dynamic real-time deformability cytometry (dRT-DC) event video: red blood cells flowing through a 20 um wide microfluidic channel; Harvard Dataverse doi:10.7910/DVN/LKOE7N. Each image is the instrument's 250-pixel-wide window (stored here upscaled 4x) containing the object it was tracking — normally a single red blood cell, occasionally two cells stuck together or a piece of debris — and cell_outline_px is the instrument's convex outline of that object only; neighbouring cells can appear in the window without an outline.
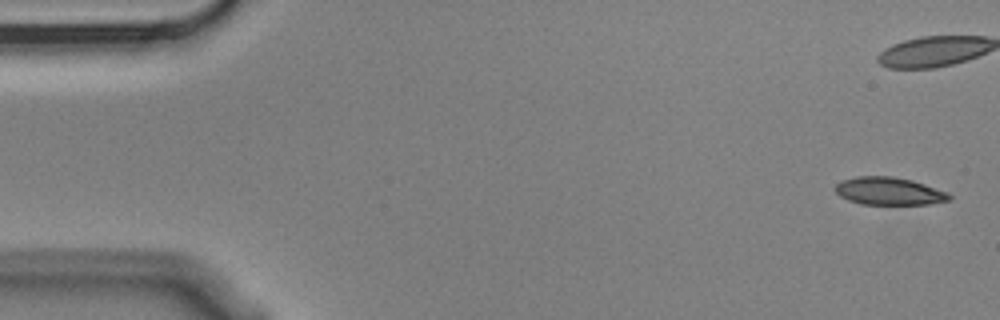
{"species": "Egyptian fruit bat (a non-hibernating species)", "species_latin": "Rousettus aegyptiacus", "temperature_condition": "cold", "stored_images_in_passage": 15, "camera_frame_rate_fps": 3000, "um_per_image_px": 0.085, "animal": {"sex": "male"}, "frame": {"image": 1, "passage_image": 1, "time_ms": 0.0, "image_size_px": [1000, 320], "cell_outline_px": [[952, 196], [948, 200], [928, 204], [860, 204], [848, 200], [840, 196], [832, 188], [840, 180], [856, 176], [892, 176], [912, 180], [948, 192]], "centroid_in_image_um": [75.51, 16.24], "position_along_channel_um": 9.5, "area_um2": 18.5}}
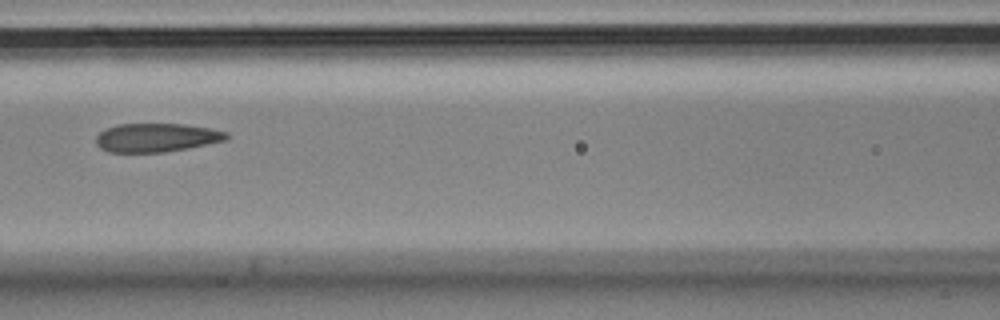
{"frame": {"image": 2, "passage_image": 7, "time_ms": 2.0, "image_size_px": [1000, 320], "cell_outline_px": [[228, 140], [188, 148], [164, 152], [108, 152], [100, 148], [96, 144], [96, 136], [104, 128], [120, 124], [184, 124], [208, 128], [228, 132]], "centroid_in_image_um": [13.29, 11.7], "position_along_channel_um": 153.3, "area_um2": 21.85}}
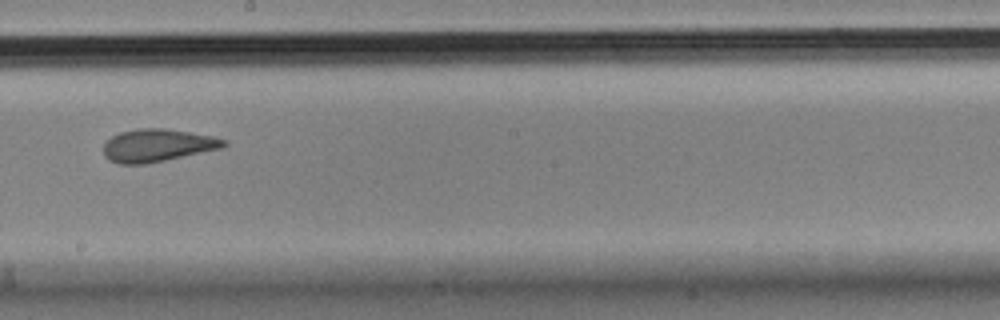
{"frame": {"image": 3, "passage_image": 9, "time_ms": 2.667, "image_size_px": [1000, 320], "cell_outline_px": [[228, 144], [220, 148], [148, 164], [120, 164], [108, 160], [104, 156], [104, 144], [112, 136], [120, 132], [136, 128], [164, 128], [212, 136], [228, 140]], "centroid_in_image_um": [13.36, 12.36], "position_along_channel_um": 234.8, "area_um2": 22.89}}